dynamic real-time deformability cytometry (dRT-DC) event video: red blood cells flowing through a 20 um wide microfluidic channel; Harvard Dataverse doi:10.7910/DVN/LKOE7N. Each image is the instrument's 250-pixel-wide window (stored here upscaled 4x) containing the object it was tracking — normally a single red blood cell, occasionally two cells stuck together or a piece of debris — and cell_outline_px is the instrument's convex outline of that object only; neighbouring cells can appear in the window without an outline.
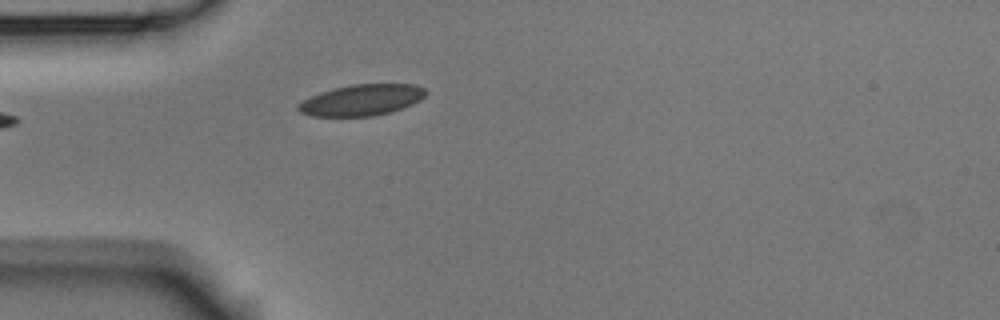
{"species": "Egyptian fruit bat (a non-hibernating species)", "species_latin": "Rousettus aegyptiacus", "temperature_condition": "room temperature", "stored_images_in_passage": 5, "camera_frame_rate_fps": 3000, "um_per_image_px": 0.085, "animal": {"sex": "male"}, "frame": {"image": 1, "passage_image": 5, "time_ms": 1.333, "image_size_px": [1000, 320], "cell_outline_px": [[428, 92], [420, 100], [412, 104], [388, 112], [372, 116], [312, 116], [300, 112], [296, 108], [296, 104], [320, 92], [332, 88], [352, 84], [416, 84], [424, 88]], "centroid_in_image_um": [30.73, 8.49], "position_along_channel_um": 54.3, "area_um2": 23.06}}